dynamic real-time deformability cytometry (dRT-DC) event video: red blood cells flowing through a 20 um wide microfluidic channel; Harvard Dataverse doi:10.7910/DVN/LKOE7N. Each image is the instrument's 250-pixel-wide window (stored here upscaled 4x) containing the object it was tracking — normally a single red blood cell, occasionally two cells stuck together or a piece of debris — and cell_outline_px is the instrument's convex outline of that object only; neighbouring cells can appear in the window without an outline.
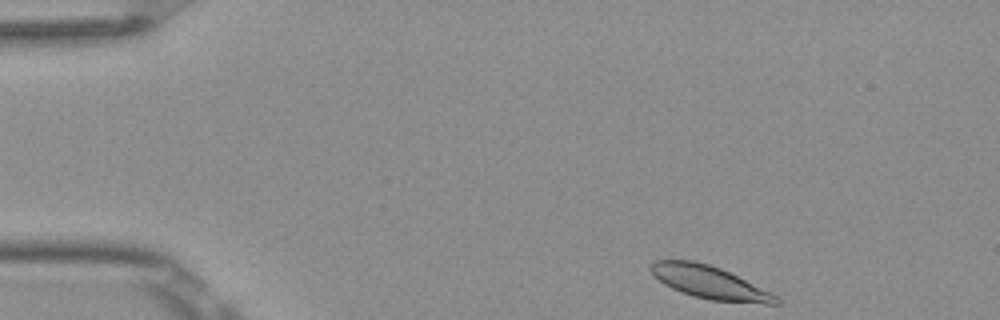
{"species": "Egyptian fruit bat (a non-hibernating species)", "species_latin": "Rousettus aegyptiacus", "temperature_condition": "room temperature", "stored_images_in_passage": 47, "camera_frame_rate_fps": 3000, "um_per_image_px": 0.085, "frame": {"image": 1, "passage_image": 1, "time_ms": 0.0, "image_size_px": [1000, 320], "cell_outline_px": [[780, 304], [764, 304], [712, 300], [692, 296], [680, 292], [664, 284], [648, 268], [652, 260], [692, 260], [708, 264], [720, 268], [780, 296]], "centroid_in_image_um": [60.33, 24.01], "position_along_channel_um": 24.7, "area_um2": 23.99}}
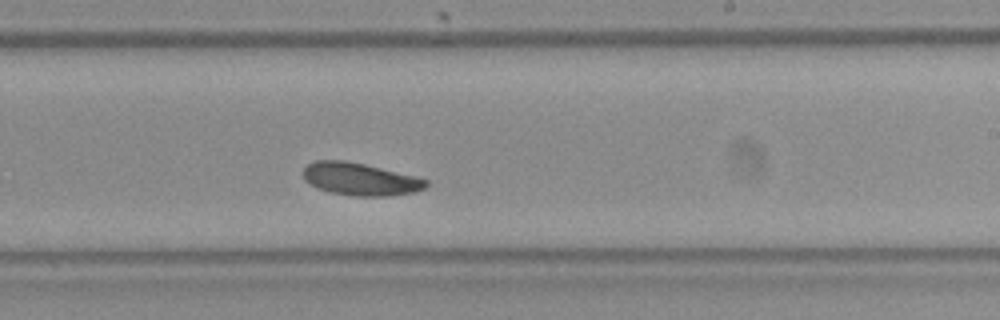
{"frame": {"image": 2, "passage_image": 26, "time_ms": 8.333, "image_size_px": [1000, 320], "cell_outline_px": [[428, 184], [424, 188], [416, 192], [388, 196], [352, 196], [328, 192], [316, 188], [308, 184], [304, 180], [304, 168], [308, 164], [316, 160], [344, 160], [364, 164], [428, 180]], "centroid_in_image_um": [30.56, 15.24], "position_along_channel_um": 258.4, "area_um2": 23.24}}
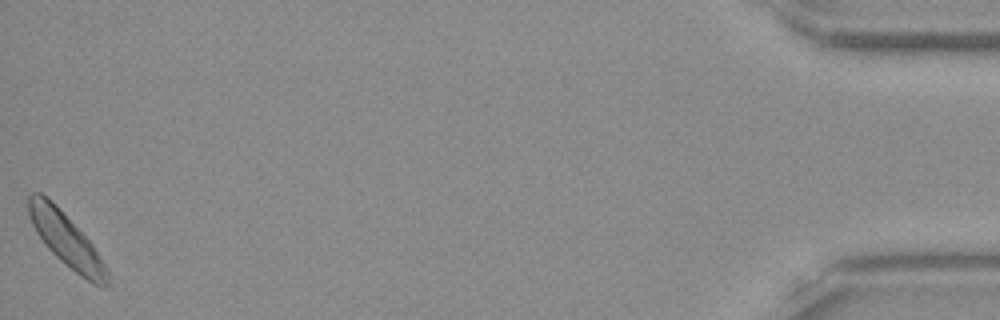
{"frame": {"image": 3, "passage_image": 47, "time_ms": 15.333, "image_size_px": [1000, 320], "cell_outline_px": [[108, 284], [92, 284], [80, 276], [60, 260], [44, 244], [36, 232], [28, 216], [28, 196], [32, 192], [40, 192], [52, 200], [56, 204], [92, 244], [104, 264], [108, 272]], "centroid_in_image_um": [5.57, 20.34], "position_along_channel_um": 429.6, "area_um2": 24.1}, "authors_computed_cell_mechanics": {"area_um2": 23.5246, "velocity_mm_per_s": 3.7727, "shape_relaxation_time_tau1_ms": 4.4878, "shape_relaxation_time_tau2_ms": null, "deformation_change_tau1": 0.111, "deformation_change_tau2": null}}